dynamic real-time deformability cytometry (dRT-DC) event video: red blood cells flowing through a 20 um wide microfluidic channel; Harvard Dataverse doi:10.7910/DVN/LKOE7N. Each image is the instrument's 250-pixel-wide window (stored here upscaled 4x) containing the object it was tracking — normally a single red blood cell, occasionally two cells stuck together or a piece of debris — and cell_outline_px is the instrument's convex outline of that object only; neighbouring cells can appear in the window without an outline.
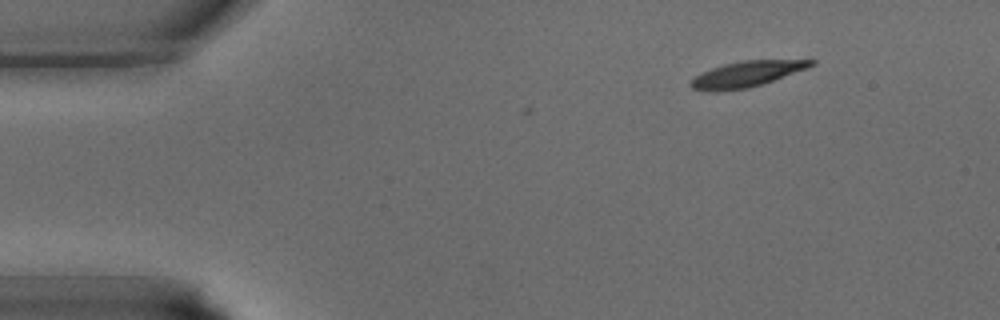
{"species": "common noctule bat (a hibernating species)", "species_latin": "Nyctalus noctula", "temperature_condition": "warm", "stored_images_in_passage": 3, "camera_frame_rate_fps": 3000, "um_per_image_px": 0.085, "animal": {"sex": "male", "body_mass_g": 15.6}, "frame": {"image": 1, "passage_image": 1, "time_ms": 0.0, "image_size_px": [1000, 320], "cell_outline_px": [[816, 64], [808, 68], [748, 88], [716, 92], [712, 92], [692, 88], [688, 84], [696, 76], [712, 68], [724, 64], [744, 60], [816, 60]], "centroid_in_image_um": [63.46, 6.3], "position_along_channel_um": 21.5, "area_um2": 17.74}}